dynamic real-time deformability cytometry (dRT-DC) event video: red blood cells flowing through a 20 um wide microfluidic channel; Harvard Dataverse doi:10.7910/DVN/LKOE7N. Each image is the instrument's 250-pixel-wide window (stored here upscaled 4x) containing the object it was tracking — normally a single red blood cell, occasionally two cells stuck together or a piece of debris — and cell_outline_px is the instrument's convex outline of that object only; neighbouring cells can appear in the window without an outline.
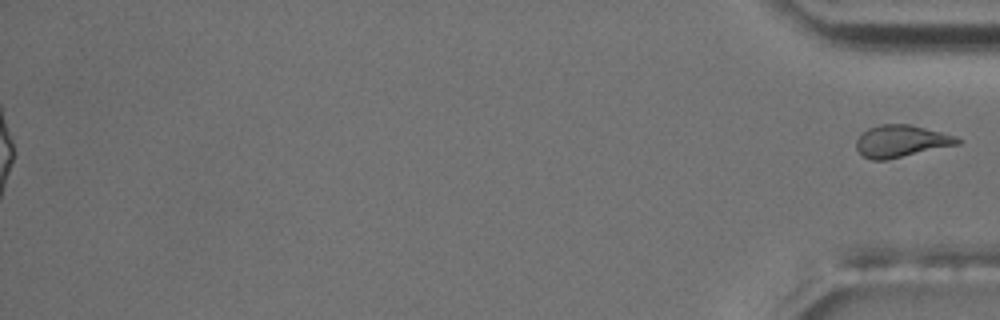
{"species": "common noctule bat (a hibernating species)", "species_latin": "Nyctalus noctula", "temperature_condition": "room temperature", "stored_images_in_passage": 49, "camera_frame_rate_fps": 3000, "um_per_image_px": 0.085, "animal": {"sex": "male", "body_mass_g": 17.5, "forearm_length_mm": 52.3}, "frame": {"image": 1, "passage_image": 49, "time_ms": 16.0, "image_size_px": [1000, 320], "cell_outline_px": [[960, 144], [888, 160], [872, 160], [864, 156], [856, 148], [856, 140], [868, 128], [880, 124], [908, 124], [956, 136], [960, 140]], "centroid_in_image_um": [76.6, 12.01], "position_along_channel_um": 358.6, "area_um2": 18.79}}